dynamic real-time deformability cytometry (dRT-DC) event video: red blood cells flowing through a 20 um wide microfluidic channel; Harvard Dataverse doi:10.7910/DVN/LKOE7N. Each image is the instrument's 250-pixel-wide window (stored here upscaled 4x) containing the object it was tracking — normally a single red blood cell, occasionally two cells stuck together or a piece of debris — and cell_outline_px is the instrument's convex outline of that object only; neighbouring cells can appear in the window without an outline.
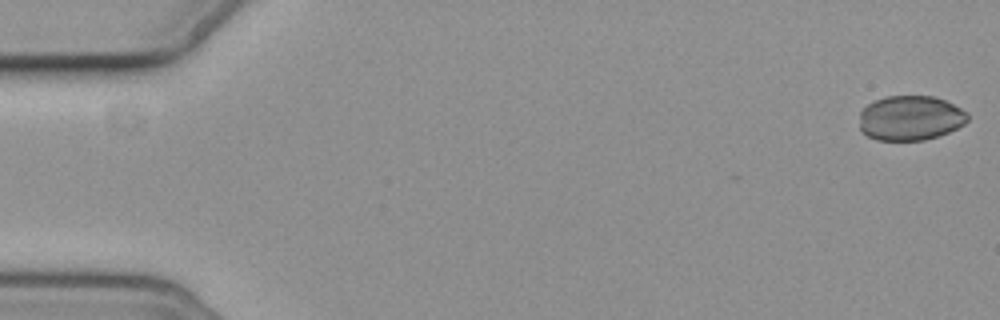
{"species": "common noctule bat (a hibernating species)", "species_latin": "Nyctalus noctula", "temperature_condition": "cold", "stored_images_in_passage": 4, "camera_frame_rate_fps": 3000, "um_per_image_px": 0.085, "animal": {"sex": "female", "body_mass_g": 19.3, "forearm_length_mm": 54.1}, "frame": {"image": 1, "passage_image": 1, "time_ms": 0.0, "image_size_px": [1000, 320], "cell_outline_px": [[968, 120], [964, 124], [948, 132], [924, 140], [876, 140], [860, 132], [860, 112], [868, 104], [876, 100], [888, 96], [932, 96], [944, 100], [968, 112]], "centroid_in_image_um": [77.36, 10.04], "position_along_channel_um": 7.6, "area_um2": 28.15}}